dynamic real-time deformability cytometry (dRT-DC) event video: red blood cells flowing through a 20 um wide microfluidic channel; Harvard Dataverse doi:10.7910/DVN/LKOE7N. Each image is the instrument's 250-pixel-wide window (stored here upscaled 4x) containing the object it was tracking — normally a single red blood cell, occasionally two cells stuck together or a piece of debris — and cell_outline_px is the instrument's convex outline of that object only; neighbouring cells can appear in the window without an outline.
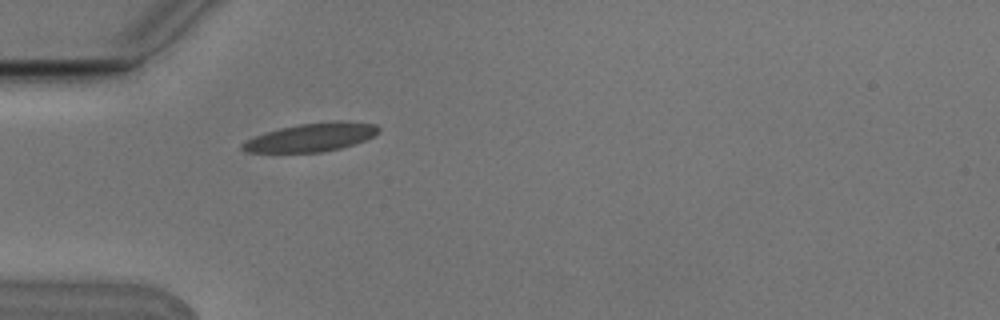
{"species": "Egyptian fruit bat (a non-hibernating species)", "species_latin": "Rousettus aegyptiacus", "temperature_condition": "cold", "stored_images_in_passage": 1, "camera_frame_rate_fps": 3000, "um_per_image_px": 0.085, "animal": {"sex": "male"}, "frame": {"image": 1, "passage_image": 1, "time_ms": 0.0, "image_size_px": [1000, 320], "cell_outline_px": [[380, 132], [364, 140], [340, 148], [320, 152], [248, 152], [240, 148], [240, 144], [256, 136], [280, 128], [300, 124], [376, 124], [380, 128]], "centroid_in_image_um": [26.37, 11.73], "position_along_channel_um": 58.6, "area_um2": 21.1}}